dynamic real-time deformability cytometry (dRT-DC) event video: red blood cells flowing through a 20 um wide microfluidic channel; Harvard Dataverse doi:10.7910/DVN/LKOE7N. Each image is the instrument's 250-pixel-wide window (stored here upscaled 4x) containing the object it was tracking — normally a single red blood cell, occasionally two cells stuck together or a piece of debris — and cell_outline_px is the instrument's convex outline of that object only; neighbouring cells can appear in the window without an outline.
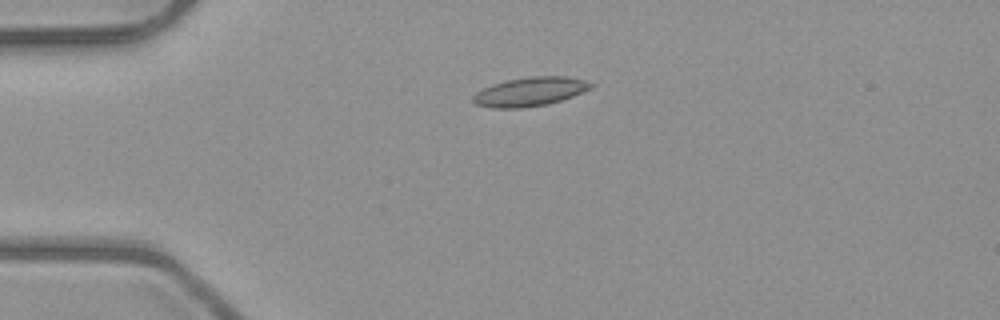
{"species": "common noctule bat (a hibernating species)", "species_latin": "Nyctalus noctula", "temperature_condition": "room temperature", "stored_images_in_passage": 4, "camera_frame_rate_fps": 3000, "um_per_image_px": 0.085, "animal": {"sex": "male", "body_mass_g": 23.1, "forearm_length_mm": 52.7}, "frame": {"image": 1, "passage_image": 3, "time_ms": 2.333, "image_size_px": [1000, 320], "cell_outline_px": [[596, 84], [592, 88], [572, 96], [548, 104], [524, 108], [492, 108], [476, 104], [472, 100], [472, 96], [476, 92], [492, 84], [508, 80], [532, 76], [564, 76], [588, 80]], "centroid_in_image_um": [45.08, 7.79], "position_along_channel_um": 39.9, "area_um2": 19.94}}